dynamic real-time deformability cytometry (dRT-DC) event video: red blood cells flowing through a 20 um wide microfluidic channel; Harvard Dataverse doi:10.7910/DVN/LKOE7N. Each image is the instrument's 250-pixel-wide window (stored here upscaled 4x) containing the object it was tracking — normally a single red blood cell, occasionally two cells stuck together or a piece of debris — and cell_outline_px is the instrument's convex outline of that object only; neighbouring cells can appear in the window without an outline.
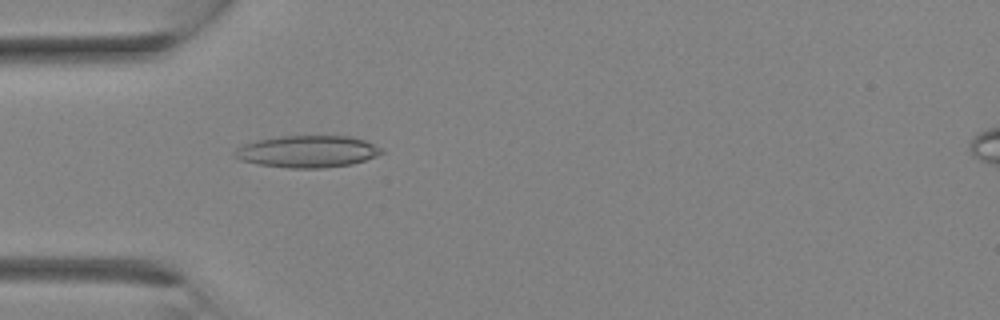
{"species": "Egyptian fruit bat (a non-hibernating species)", "species_latin": "Rousettus aegyptiacus", "temperature_condition": "room temperature", "stored_images_in_passage": 3, "camera_frame_rate_fps": 3000, "um_per_image_px": 0.085, "animal": {"sex": "female"}, "frame": {"image": 1, "passage_image": 2, "time_ms": 1.0, "image_size_px": [1000, 320], "cell_outline_px": [[384, 152], [376, 156], [352, 164], [324, 168], [288, 168], [260, 164], [240, 160], [232, 152], [236, 148], [244, 144], [256, 140], [280, 136], [348, 136], [364, 140], [384, 148]], "centroid_in_image_um": [26.15, 12.87], "position_along_channel_um": 58.9, "area_um2": 27.34}}